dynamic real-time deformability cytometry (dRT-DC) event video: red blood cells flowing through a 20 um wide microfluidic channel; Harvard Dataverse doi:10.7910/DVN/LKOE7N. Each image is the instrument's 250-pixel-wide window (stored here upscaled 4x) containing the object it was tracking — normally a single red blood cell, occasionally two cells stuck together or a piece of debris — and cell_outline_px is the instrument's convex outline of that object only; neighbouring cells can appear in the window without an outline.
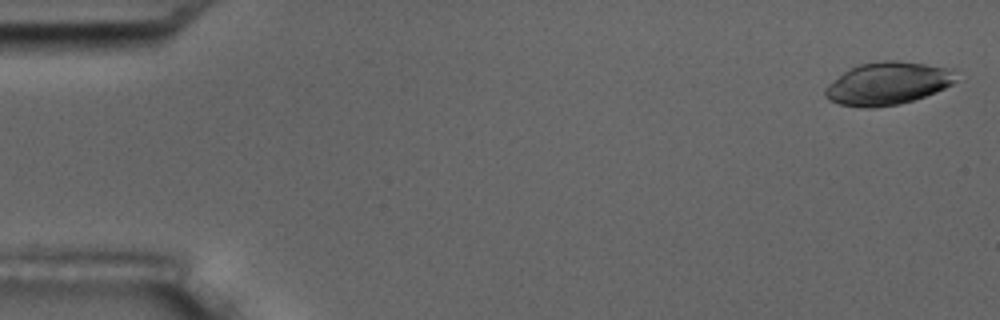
{"species": "common noctule bat (a hibernating species)", "species_latin": "Nyctalus noctula", "temperature_condition": "room temperature", "stored_images_in_passage": 6, "camera_frame_rate_fps": 3000, "um_per_image_px": 0.085, "animal": {"sex": "male", "body_mass_g": 17.5, "forearm_length_mm": 52.3}, "frame": {"image": 1, "passage_image": 1, "time_ms": 0.0, "image_size_px": [1000, 320], "cell_outline_px": [[956, 80], [952, 84], [936, 92], [900, 104], [872, 108], [868, 108], [840, 104], [828, 100], [824, 96], [824, 88], [828, 84], [844, 72], [856, 64], [884, 60], [896, 60], [956, 68]], "centroid_in_image_um": [75.47, 7.08], "position_along_channel_um": 9.5, "area_um2": 32.83}}
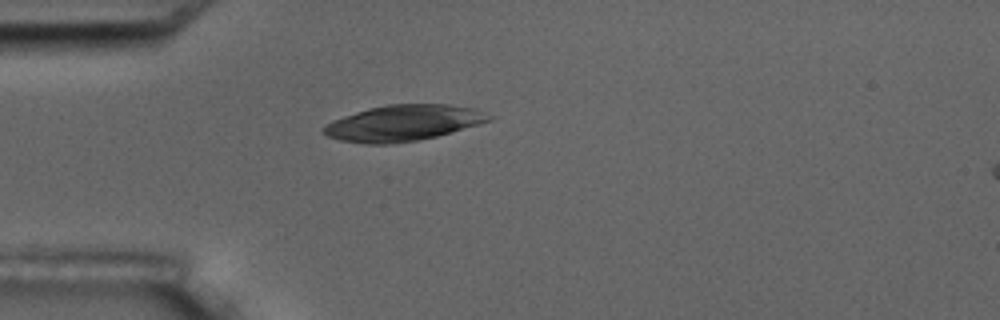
{"frame": {"image": 2, "passage_image": 5, "time_ms": 4.667, "image_size_px": [1000, 320], "cell_outline_px": [[496, 116], [492, 120], [480, 124], [452, 132], [436, 136], [416, 140], [392, 144], [364, 144], [340, 140], [328, 136], [324, 132], [324, 128], [332, 120], [356, 112], [388, 104], [448, 104], [476, 108]], "centroid_in_image_um": [34.36, 10.45], "position_along_channel_um": 50.6, "area_um2": 34.56}}